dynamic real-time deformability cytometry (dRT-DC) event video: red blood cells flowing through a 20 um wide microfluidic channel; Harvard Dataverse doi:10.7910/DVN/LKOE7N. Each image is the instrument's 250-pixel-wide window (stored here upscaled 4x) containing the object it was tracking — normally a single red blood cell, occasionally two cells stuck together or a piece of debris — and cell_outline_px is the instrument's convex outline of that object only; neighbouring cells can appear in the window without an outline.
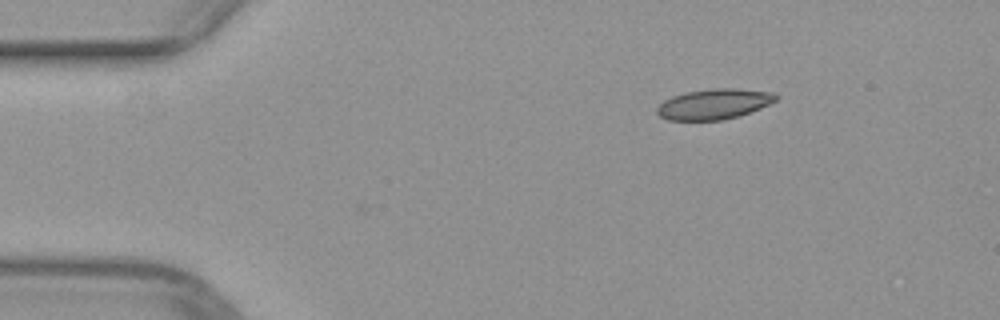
{"species": "common noctule bat (a hibernating species)", "species_latin": "Nyctalus noctula", "temperature_condition": "warm", "stored_images_in_passage": 2, "camera_frame_rate_fps": 3000, "um_per_image_px": 0.085, "animal": {"sex": "female", "body_mass_g": 29.2, "forearm_length_mm": 56.3}, "frame": {"image": 1, "passage_image": 2, "time_ms": 0.333, "image_size_px": [1000, 320], "cell_outline_px": [[780, 96], [776, 100], [760, 108], [740, 116], [724, 120], [668, 120], [660, 116], [656, 112], [656, 108], [664, 100], [672, 96], [688, 92], [712, 88], [736, 88], [772, 92]], "centroid_in_image_um": [60.7, 8.84], "position_along_channel_um": 24.3, "area_um2": 21.1}}